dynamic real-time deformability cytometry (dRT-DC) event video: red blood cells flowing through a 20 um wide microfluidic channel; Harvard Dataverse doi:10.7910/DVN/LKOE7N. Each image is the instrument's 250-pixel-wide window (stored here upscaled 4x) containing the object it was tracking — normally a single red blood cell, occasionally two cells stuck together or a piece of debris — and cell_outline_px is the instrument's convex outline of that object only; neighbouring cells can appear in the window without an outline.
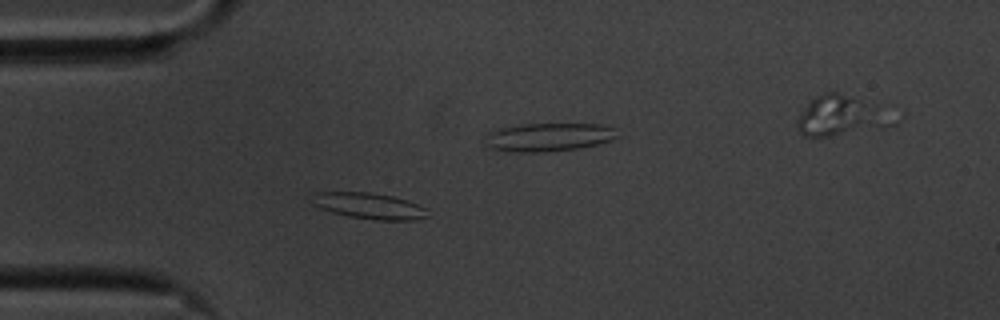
{"species": "common noctule bat (a hibernating species)", "species_latin": "Nyctalus noctula", "temperature_condition": "cold", "stored_images_in_passage": 55, "camera_frame_rate_fps": 3000, "um_per_image_px": 0.085, "animal": {"sex": "male", "body_mass_g": 20.1, "forearm_length_mm": 53.5}, "frame": {"image": 1, "passage_image": 13, "time_ms": 4.0, "image_size_px": [1000, 320], "cell_outline_px": [[428, 216], [416, 220], [376, 220], [348, 216], [332, 212], [312, 204], [316, 192], [368, 192], [392, 196], [416, 204], [424, 208]], "centroid_in_image_um": [31.37, 17.51], "position_along_channel_um": 53.6, "area_um2": 17.17}}
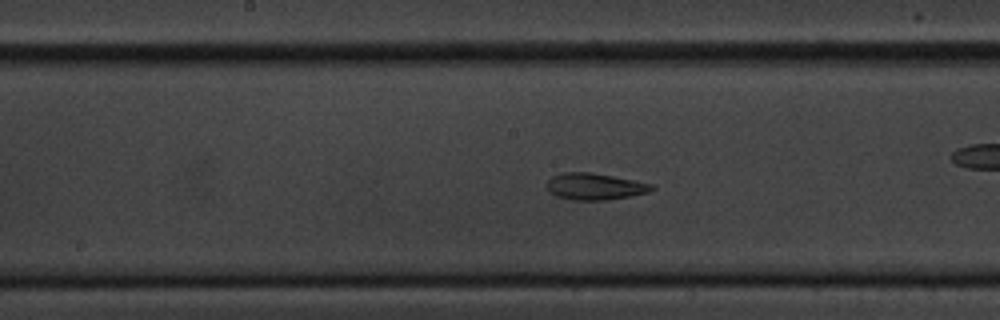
{"frame": {"image": 2, "passage_image": 26, "time_ms": 8.333, "image_size_px": [1000, 320], "cell_outline_px": [[656, 188], [648, 192], [608, 200], [572, 200], [556, 196], [548, 192], [548, 180], [552, 176], [564, 172], [592, 172], [652, 184]], "centroid_in_image_um": [50.53, 15.85], "position_along_channel_um": 197.7, "area_um2": 16.18}}
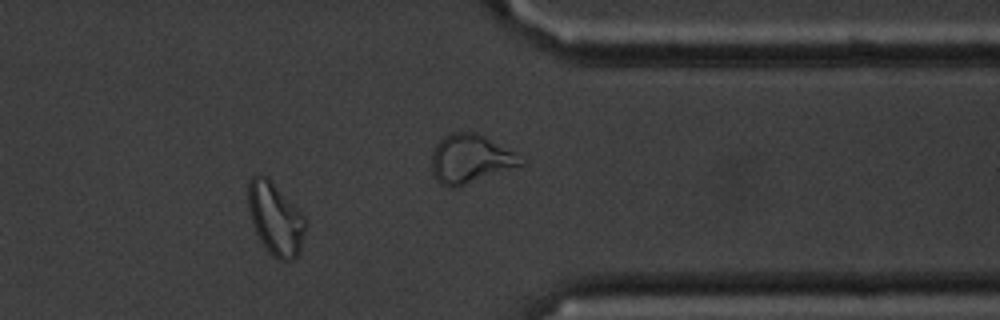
{"frame": {"image": 3, "passage_image": 44, "time_ms": 14.333, "image_size_px": [1000, 320], "cell_outline_px": [[304, 232], [300, 252], [292, 260], [280, 260], [272, 256], [268, 252], [260, 240], [252, 224], [248, 208], [248, 180], [256, 172], [260, 172], [304, 216]], "centroid_in_image_um": [23.36, 18.61], "position_along_channel_um": 388.0, "area_um2": 23.64}, "authors_computed_cell_mechanics": {"area_um2": 17.5712, "velocity_mm_per_s": 3.4905, "shape_relaxation_time_tau1_ms": null, "shape_relaxation_time_tau2_ms": 2.2079, "deformation_change_tau1": null, "deformation_change_tau2": 0.0808}}